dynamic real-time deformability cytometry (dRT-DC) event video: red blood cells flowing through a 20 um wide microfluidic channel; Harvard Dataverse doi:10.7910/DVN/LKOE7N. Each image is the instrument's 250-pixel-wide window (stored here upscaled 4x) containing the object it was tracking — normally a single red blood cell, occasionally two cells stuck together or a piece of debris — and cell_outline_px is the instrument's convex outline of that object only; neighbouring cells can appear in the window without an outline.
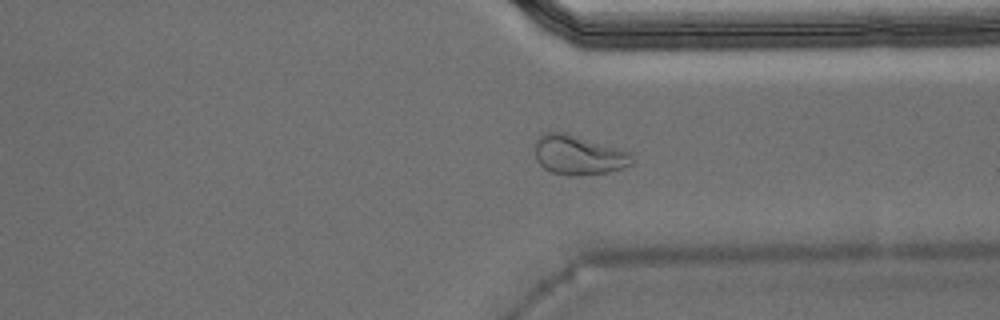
{"species": "Egyptian fruit bat (a non-hibernating species)", "species_latin": "Rousettus aegyptiacus", "temperature_condition": "warm", "stored_images_in_passage": 45, "camera_frame_rate_fps": 3000, "um_per_image_px": 0.085, "animal": {"sex": "male"}, "frame": {"image": 1, "passage_image": 32, "time_ms": 10.333, "image_size_px": [1000, 320], "cell_outline_px": [[636, 160], [632, 164], [608, 172], [576, 176], [568, 176], [552, 172], [544, 168], [536, 160], [536, 140], [544, 132], [564, 132], [632, 152], [636, 156]], "centroid_in_image_um": [49.22, 13.18], "position_along_channel_um": 362.2, "area_um2": 22.48}, "authors_computed_cell_mechanics": {"area_um2": 19.4786, "velocity_mm_per_s": 3.8908, "shape_relaxation_time_tau1_ms": 6.1467, "shape_relaxation_time_tau2_ms": 2.7036, "deformation_change_tau1": 0.2009, "deformation_change_tau2": 0.0619}}